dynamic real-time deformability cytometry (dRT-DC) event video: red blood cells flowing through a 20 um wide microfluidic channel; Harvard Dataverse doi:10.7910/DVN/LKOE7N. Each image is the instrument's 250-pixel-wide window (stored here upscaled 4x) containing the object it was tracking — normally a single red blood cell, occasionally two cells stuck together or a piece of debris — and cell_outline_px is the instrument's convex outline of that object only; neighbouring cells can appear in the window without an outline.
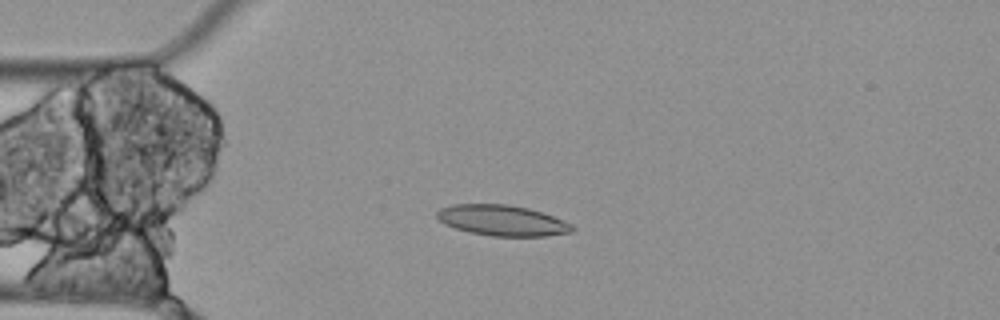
{"species": "Egyptian fruit bat (a non-hibernating species)", "species_latin": "Rousettus aegyptiacus", "temperature_condition": "cold", "stored_images_in_passage": 8, "camera_frame_rate_fps": 3000, "um_per_image_px": 0.085, "animal": {"sex": "female"}, "frame": {"image": 1, "passage_image": 4, "time_ms": 1.0, "image_size_px": [1000, 320], "cell_outline_px": [[576, 228], [572, 232], [544, 236], [492, 236], [468, 232], [444, 224], [436, 216], [436, 212], [440, 208], [452, 204], [508, 204], [528, 208], [552, 216], [572, 224]], "centroid_in_image_um": [42.67, 18.73], "position_along_channel_um": 42.3, "area_um2": 24.16}}
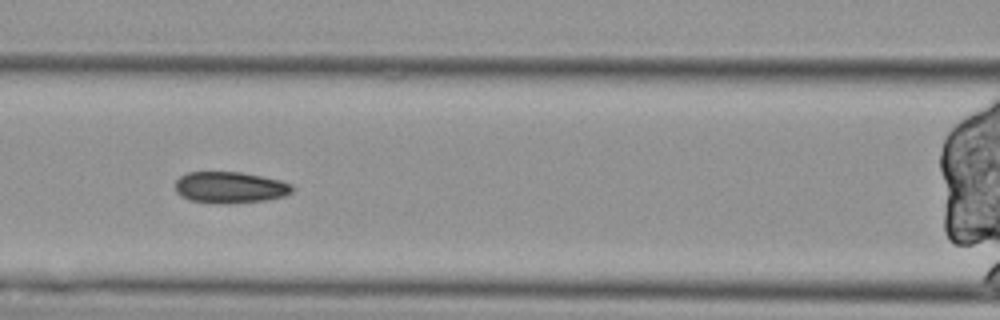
{"frame": {"image": 2, "passage_image": 7, "time_ms": 2.0, "image_size_px": [1000, 320], "cell_outline_px": [[292, 192], [284, 196], [268, 200], [228, 204], [224, 204], [192, 200], [180, 196], [176, 192], [176, 180], [180, 176], [188, 172], [240, 172], [280, 180], [292, 184]], "centroid_in_image_um": [19.55, 15.93], "position_along_channel_um": 147.0, "area_um2": 21.39}}
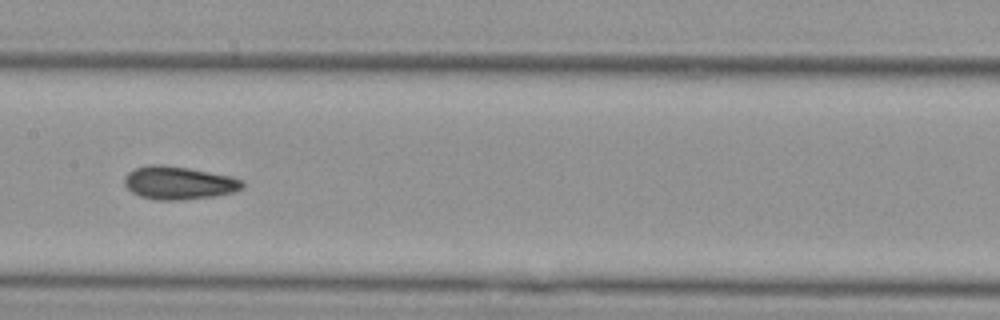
{"frame": {"image": 3, "passage_image": 8, "time_ms": 2.333, "image_size_px": [1000, 320], "cell_outline_px": [[244, 188], [236, 192], [216, 196], [176, 200], [156, 200], [140, 196], [132, 192], [124, 184], [124, 176], [132, 168], [152, 164], [164, 164], [188, 168], [232, 176], [244, 180]], "centroid_in_image_um": [15.21, 15.54], "position_along_channel_um": 192.2, "area_um2": 23.06}}